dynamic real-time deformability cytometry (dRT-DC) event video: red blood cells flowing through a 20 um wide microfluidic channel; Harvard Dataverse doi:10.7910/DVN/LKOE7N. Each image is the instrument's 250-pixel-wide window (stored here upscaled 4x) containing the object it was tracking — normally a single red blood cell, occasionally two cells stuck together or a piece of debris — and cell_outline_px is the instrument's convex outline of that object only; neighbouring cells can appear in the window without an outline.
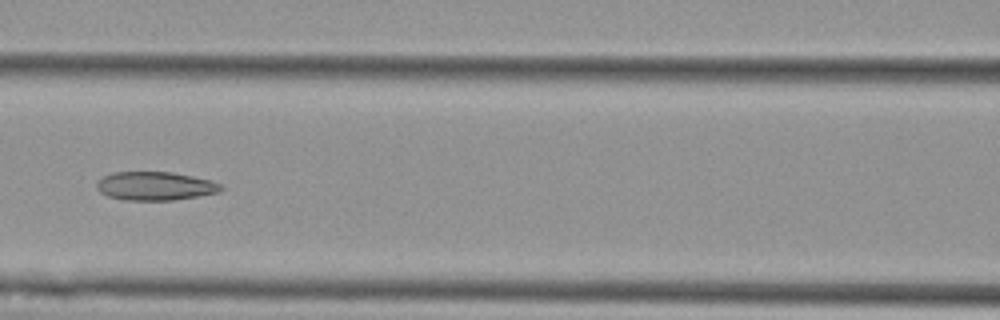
{"species": "Egyptian fruit bat (a non-hibernating species)", "species_latin": "Rousettus aegyptiacus", "temperature_condition": "cold", "stored_images_in_passage": 7, "camera_frame_rate_fps": 3000, "um_per_image_px": 0.085, "animal": {"sex": "female"}, "frame": {"image": 1, "passage_image": 7, "time_ms": 7.0, "image_size_px": [1000, 320], "cell_outline_px": [[224, 188], [216, 192], [196, 196], [172, 200], [128, 200], [108, 196], [100, 192], [96, 188], [96, 184], [104, 176], [112, 172], [172, 172], [192, 176], [208, 180], [220, 184]], "centroid_in_image_um": [13.15, 15.8], "position_along_channel_um": 153.5, "area_um2": 20.35}}